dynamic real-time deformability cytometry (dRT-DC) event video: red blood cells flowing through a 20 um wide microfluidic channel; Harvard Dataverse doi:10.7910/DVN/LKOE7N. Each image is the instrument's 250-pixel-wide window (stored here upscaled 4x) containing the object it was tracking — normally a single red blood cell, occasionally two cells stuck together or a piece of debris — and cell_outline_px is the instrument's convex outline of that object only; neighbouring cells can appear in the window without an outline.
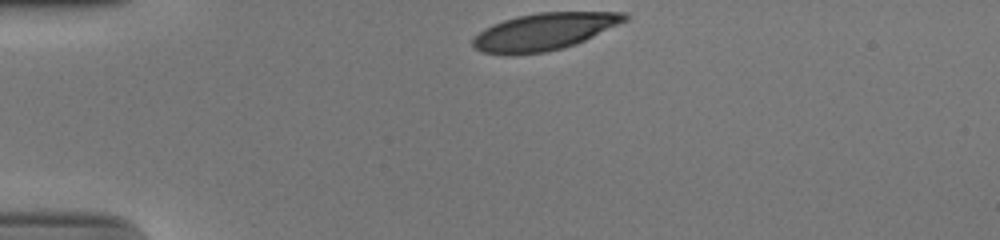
{"species": "human", "species_latin": "Homo sapiens", "temperature_condition": "cold", "stored_images_in_passage": 32, "camera_frame_rate_fps": 3000, "um_per_image_px": 0.085, "donor": {"sex": "male"}, "frame": {"image": 1, "passage_image": 1, "time_ms": 0.0, "image_size_px": [1000, 240], "cell_outline_px": [[628, 20], [576, 44], [564, 48], [544, 52], [512, 56], [508, 56], [480, 52], [472, 44], [472, 40], [484, 28], [492, 24], [516, 16], [540, 12], [628, 12]], "centroid_in_image_um": [46.24, 2.7], "position_along_channel_um": 38.8, "area_um2": 33.06}}
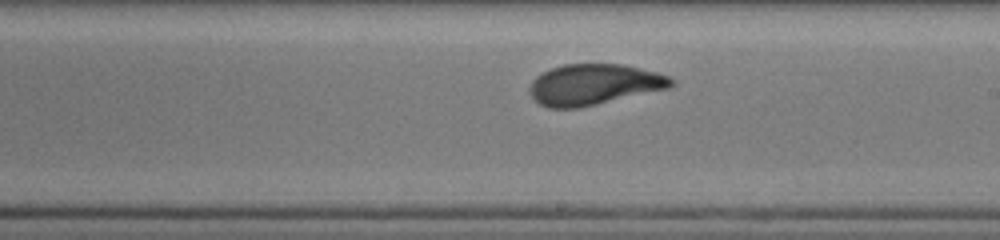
{"frame": {"image": 2, "passage_image": 20, "time_ms": 6.333, "image_size_px": [1000, 240], "cell_outline_px": [[676, 84], [672, 88], [580, 108], [548, 108], [540, 104], [528, 92], [528, 88], [532, 80], [536, 76], [552, 68], [564, 64], [624, 64], [656, 72], [668, 76], [676, 80]], "centroid_in_image_um": [50.53, 7.19], "position_along_channel_um": 238.5, "area_um2": 34.1}}
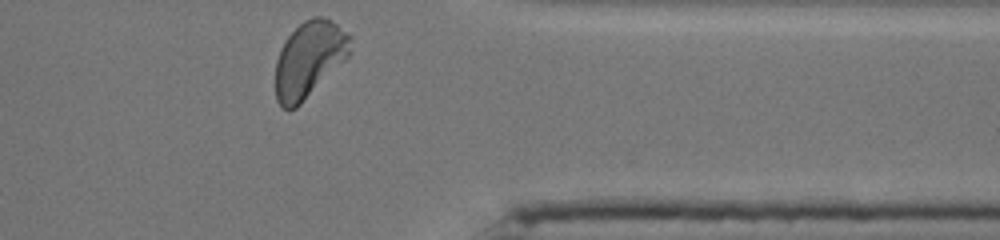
{"frame": {"image": 3, "passage_image": 32, "time_ms": 10.333, "image_size_px": [1000, 240], "cell_outline_px": [[352, 52], [296, 108], [288, 112], [280, 108], [276, 100], [276, 60], [280, 48], [288, 36], [304, 20], [312, 16], [324, 16], [336, 24], [352, 36]], "centroid_in_image_um": [26.27, 5.04], "position_along_channel_um": 385.1, "area_um2": 33.23}, "authors_computed_cell_mechanics": {"area_um2": 34.0153, "velocity_mm_per_s": 3.8776, "shape_relaxation_time_tau1_ms": 3.2463, "shape_relaxation_time_tau2_ms": null, "deformation_change_tau1": 0.18, "deformation_change_tau2": null}}